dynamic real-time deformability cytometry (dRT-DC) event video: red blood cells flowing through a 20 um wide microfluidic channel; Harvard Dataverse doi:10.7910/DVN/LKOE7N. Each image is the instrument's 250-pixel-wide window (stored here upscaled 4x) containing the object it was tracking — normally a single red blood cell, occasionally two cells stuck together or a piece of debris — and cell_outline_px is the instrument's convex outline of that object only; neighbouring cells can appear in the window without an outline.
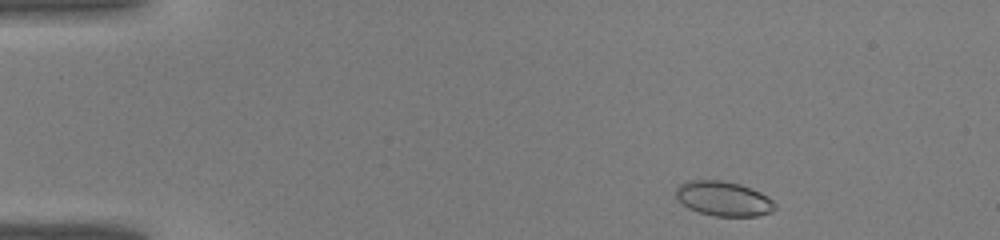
{"species": "common noctule bat (a hibernating species)", "species_latin": "Nyctalus noctula", "temperature_condition": "warm", "stored_images_in_passage": 38, "camera_frame_rate_fps": 3000, "um_per_image_px": 0.085, "animal": {"sex": "male", "body_mass_g": 19.0, "forearm_length_mm": 50.8}, "frame": {"image": 1, "passage_image": 2, "time_ms": 0.333, "image_size_px": [1000, 240], "cell_outline_px": [[776, 208], [772, 212], [756, 216], [716, 216], [700, 212], [688, 208], [676, 196], [676, 188], [680, 184], [688, 180], [720, 180], [740, 184], [760, 192], [768, 196], [776, 204]], "centroid_in_image_um": [61.52, 16.88], "position_along_channel_um": 23.5, "area_um2": 19.94}}
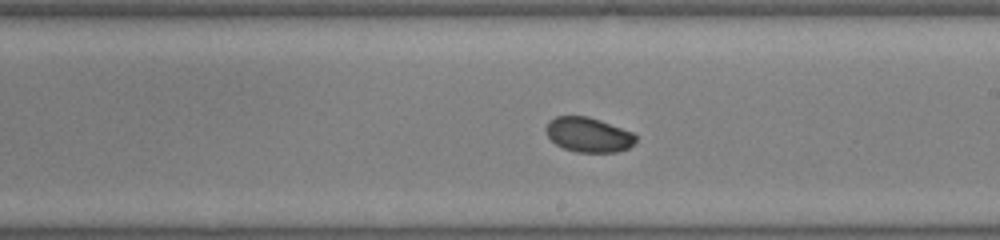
{"frame": {"image": 2, "passage_image": 21, "time_ms": 6.667, "image_size_px": [1000, 240], "cell_outline_px": [[636, 140], [628, 148], [616, 152], [576, 152], [564, 148], [556, 144], [548, 136], [544, 128], [548, 120], [556, 116], [588, 116], [600, 120], [632, 132], [636, 136]], "centroid_in_image_um": [49.98, 11.44], "position_along_channel_um": 239.0, "area_um2": 18.15}}
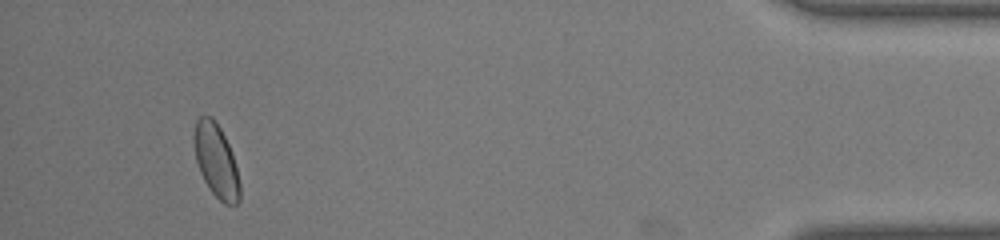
{"frame": {"image": 3, "passage_image": 36, "time_ms": 11.667, "image_size_px": [1000, 240], "cell_outline_px": [[240, 200], [236, 204], [224, 204], [212, 192], [204, 180], [200, 172], [196, 160], [196, 120], [200, 116], [212, 116], [216, 120], [228, 144], [236, 168], [240, 184]], "centroid_in_image_um": [18.4, 13.69], "position_along_channel_um": 416.8, "area_um2": 18.9}}